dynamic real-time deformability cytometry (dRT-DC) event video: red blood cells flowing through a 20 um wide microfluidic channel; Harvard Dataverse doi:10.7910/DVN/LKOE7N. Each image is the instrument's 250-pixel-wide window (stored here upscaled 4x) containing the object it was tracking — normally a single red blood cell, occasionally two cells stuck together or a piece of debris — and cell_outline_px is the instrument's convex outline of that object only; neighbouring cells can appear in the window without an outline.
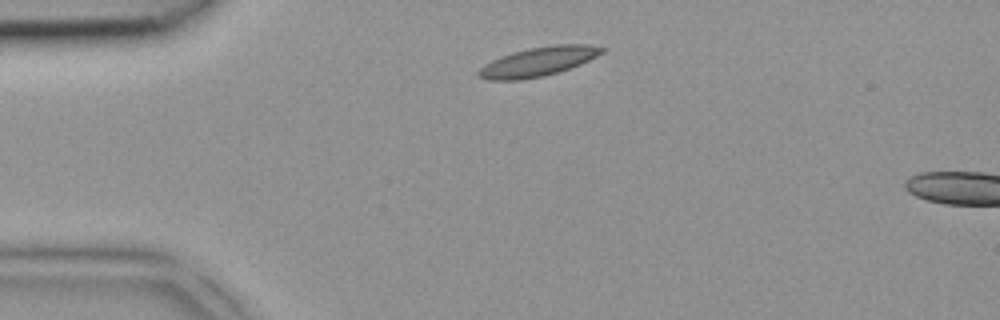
{"species": "common noctule bat (a hibernating species)", "species_latin": "Nyctalus noctula", "temperature_condition": "room temperature", "stored_images_in_passage": 2, "segment_of_instrument_passage": [1, 2], "camera_frame_rate_fps": 3000, "um_per_image_px": 0.085, "animal": {"sex": "female", "body_mass_g": 18.4}, "frame": {"image": 1, "passage_image": 1, "time_ms": 0.0, "image_size_px": [1000, 320], "cell_outline_px": [[604, 52], [580, 64], [560, 72], [544, 76], [520, 80], [488, 80], [476, 76], [476, 72], [484, 64], [500, 56], [512, 52], [528, 48], [556, 44], [588, 44], [604, 48]], "centroid_in_image_um": [45.71, 5.24], "position_along_channel_um": 39.3, "area_um2": 21.1}}